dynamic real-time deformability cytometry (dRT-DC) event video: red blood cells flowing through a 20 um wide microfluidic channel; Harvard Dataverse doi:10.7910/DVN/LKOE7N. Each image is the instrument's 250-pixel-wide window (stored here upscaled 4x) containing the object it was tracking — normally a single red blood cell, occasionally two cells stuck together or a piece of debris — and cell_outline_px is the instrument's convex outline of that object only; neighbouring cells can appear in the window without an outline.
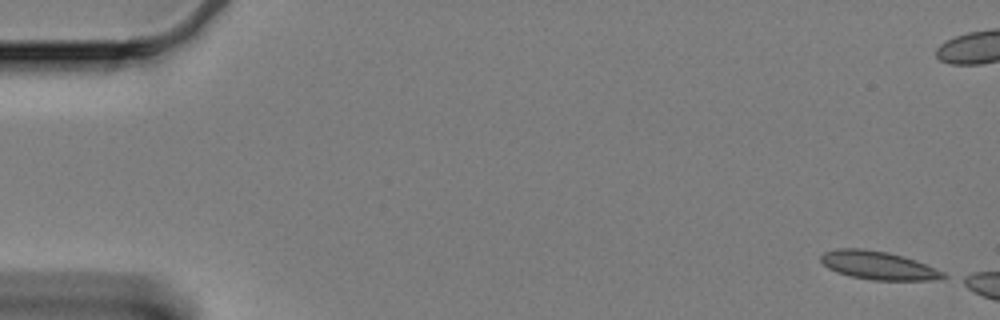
{"species": "Egyptian fruit bat (a non-hibernating species)", "species_latin": "Rousettus aegyptiacus", "temperature_condition": "cold", "stored_images_in_passage": 12, "camera_frame_rate_fps": 3000, "um_per_image_px": 0.085, "animal": {"sex": "female"}, "frame": {"image": 1, "passage_image": 1, "time_ms": 0.0, "image_size_px": [1000, 320], "cell_outline_px": [[948, 276], [940, 280], [872, 280], [852, 276], [836, 272], [828, 268], [820, 260], [820, 256], [824, 252], [836, 248], [864, 248], [888, 252], [904, 256], [916, 260], [944, 272]], "centroid_in_image_um": [74.66, 22.55], "position_along_channel_um": 10.3, "area_um2": 20.35}}